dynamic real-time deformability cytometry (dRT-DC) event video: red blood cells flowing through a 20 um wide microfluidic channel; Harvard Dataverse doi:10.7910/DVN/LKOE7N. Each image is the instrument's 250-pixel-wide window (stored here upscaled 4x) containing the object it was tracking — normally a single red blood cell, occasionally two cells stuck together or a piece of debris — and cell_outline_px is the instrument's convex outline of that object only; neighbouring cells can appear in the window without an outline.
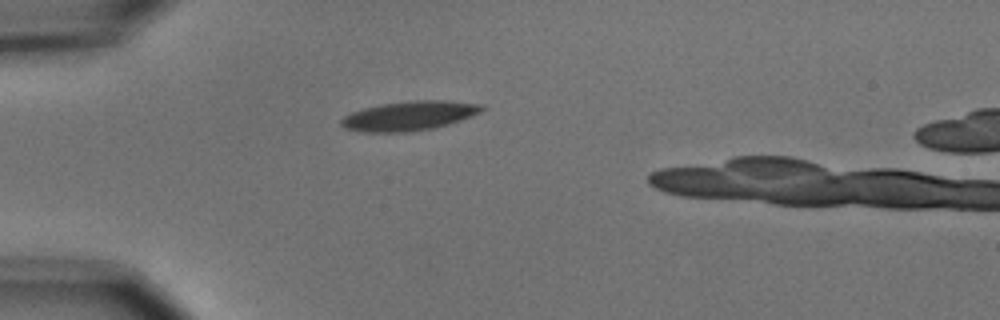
{"species": "common noctule bat (a hibernating species)", "species_latin": "Nyctalus noctula", "temperature_condition": "cold", "stored_images_in_passage": 2, "camera_frame_rate_fps": 3000, "um_per_image_px": 0.085, "animal": {"sex": "male", "body_mass_g": 15.6}, "frame": {"image": 1, "passage_image": 1, "time_ms": 0.0, "image_size_px": [1000, 320], "cell_outline_px": [[484, 108], [480, 112], [460, 120], [448, 124], [432, 128], [408, 132], [360, 132], [344, 128], [340, 124], [340, 120], [344, 116], [352, 112], [364, 108], [380, 104], [416, 100], [444, 100], [484, 104]], "centroid_in_image_um": [34.76, 9.84], "position_along_channel_um": 50.2, "area_um2": 24.04}}